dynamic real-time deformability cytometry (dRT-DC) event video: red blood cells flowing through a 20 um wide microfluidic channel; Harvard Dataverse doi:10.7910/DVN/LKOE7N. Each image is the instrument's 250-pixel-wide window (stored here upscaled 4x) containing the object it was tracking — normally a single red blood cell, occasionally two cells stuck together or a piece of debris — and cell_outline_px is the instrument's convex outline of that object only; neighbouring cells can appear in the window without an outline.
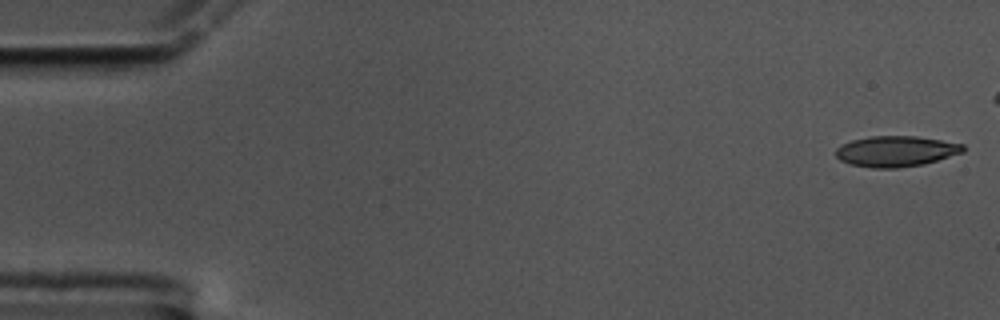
{"species": "common noctule bat (a hibernating species)", "species_latin": "Nyctalus noctula", "temperature_condition": "cold", "stored_images_in_passage": 51, "camera_frame_rate_fps": 3000, "um_per_image_px": 0.085, "animal": {"sex": "male", "body_mass_g": 17.5, "forearm_length_mm": 52.3}, "frame": {"image": 1, "passage_image": 1, "time_ms": 0.0, "image_size_px": [1000, 320], "cell_outline_px": [[964, 152], [924, 164], [900, 168], [872, 168], [848, 164], [840, 160], [836, 156], [836, 148], [840, 144], [852, 140], [872, 136], [916, 136], [964, 144]], "centroid_in_image_um": [76.13, 12.86], "position_along_channel_um": 8.9, "area_um2": 22.89}}
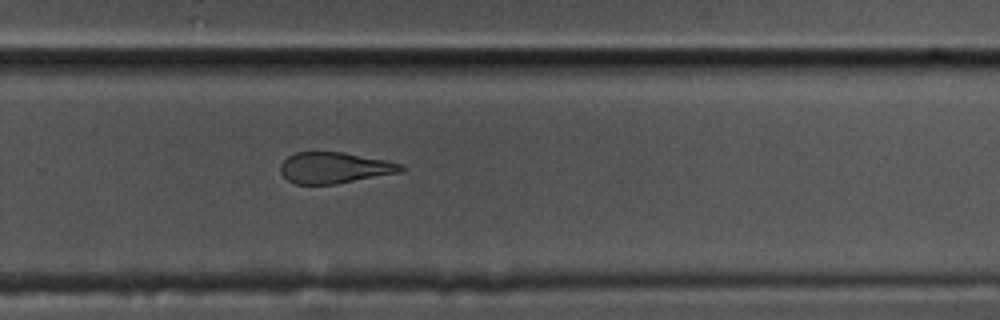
{"frame": {"image": 2, "passage_image": 38, "time_ms": 12.333, "image_size_px": [1000, 320], "cell_outline_px": [[408, 168], [400, 172], [336, 184], [296, 184], [288, 180], [280, 172], [280, 164], [288, 156], [296, 152], [344, 152], [404, 164]], "centroid_in_image_um": [28.44, 14.26], "position_along_channel_um": 301.4, "area_um2": 21.85}}
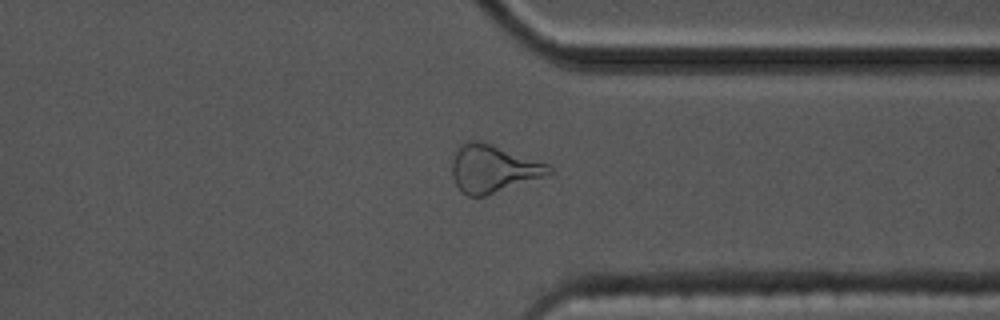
{"frame": {"image": 3, "passage_image": 44, "time_ms": 14.333, "image_size_px": [1000, 320], "cell_outline_px": [[556, 172], [484, 196], [468, 196], [460, 192], [452, 176], [452, 160], [456, 148], [460, 144], [468, 140], [480, 140], [492, 144], [548, 164]], "centroid_in_image_um": [41.87, 14.32], "position_along_channel_um": 369.5, "area_um2": 26.88}, "authors_computed_cell_mechanics": {"area_um2": 23.4668, "velocity_mm_per_s": 3.454, "shape_relaxation_time_tau1_ms": null, "shape_relaxation_time_tau2_ms": 4.3757, "deformation_change_tau1": null, "deformation_change_tau2": 0.1552}}